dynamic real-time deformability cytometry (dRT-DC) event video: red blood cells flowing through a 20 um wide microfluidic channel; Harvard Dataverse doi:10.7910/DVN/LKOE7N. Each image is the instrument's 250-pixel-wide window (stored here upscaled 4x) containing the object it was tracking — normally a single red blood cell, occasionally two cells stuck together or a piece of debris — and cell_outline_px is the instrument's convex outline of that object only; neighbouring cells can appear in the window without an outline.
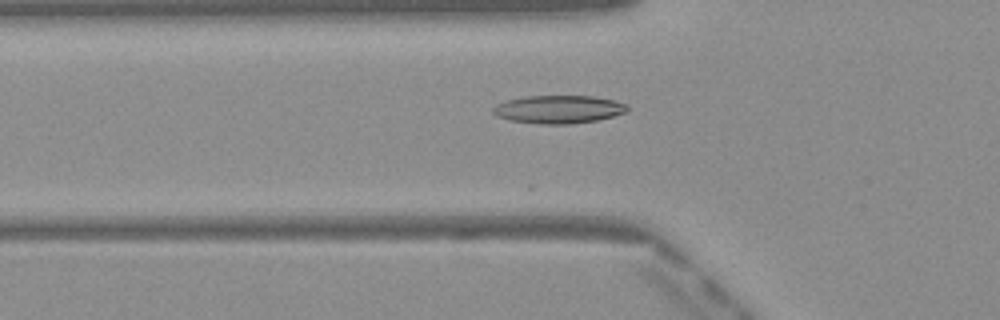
{"species": "Egyptian fruit bat (a non-hibernating species)", "species_latin": "Rousettus aegyptiacus", "temperature_condition": "warm", "stored_images_in_passage": 49, "camera_frame_rate_fps": 3000, "um_per_image_px": 0.085, "frame": {"image": 1, "passage_image": 17, "time_ms": 5.333, "image_size_px": [1000, 320], "cell_outline_px": [[628, 112], [600, 120], [568, 124], [536, 124], [508, 120], [496, 116], [492, 112], [492, 108], [496, 104], [508, 100], [524, 96], [592, 96], [616, 100], [628, 104]], "centroid_in_image_um": [47.5, 9.3], "position_along_channel_um": 78.3, "area_um2": 22.31}}
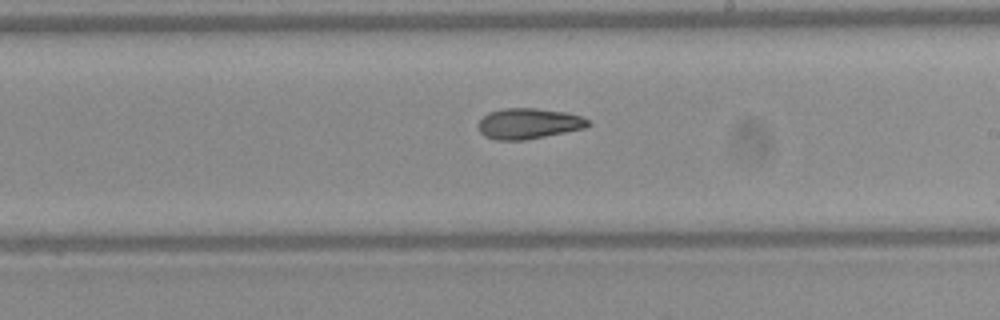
{"frame": {"image": 2, "passage_image": 29, "time_ms": 9.333, "image_size_px": [1000, 320], "cell_outline_px": [[592, 124], [584, 128], [524, 140], [496, 140], [484, 136], [480, 132], [476, 124], [488, 112], [504, 108], [536, 108], [564, 112], [580, 116], [588, 120]], "centroid_in_image_um": [44.88, 10.5], "position_along_channel_um": 244.1, "area_um2": 19.54}}
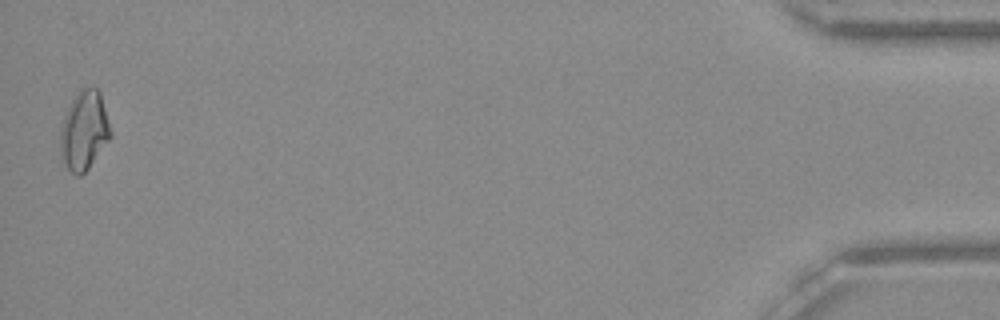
{"frame": {"image": 3, "passage_image": 49, "time_ms": 16.0, "image_size_px": [1000, 320], "cell_outline_px": [[112, 136], [88, 168], [80, 176], [76, 176], [68, 168], [60, 152], [60, 128], [64, 116], [72, 100], [84, 88], [96, 88], [100, 92], [112, 132]], "centroid_in_image_um": [7.16, 11.11], "position_along_channel_um": 428.0, "area_um2": 22.72}, "authors_computed_cell_mechanics": {"area_um2": 19.9988, "velocity_mm_per_s": 4.1166, "shape_relaxation_time_tau1_ms": null, "shape_relaxation_time_tau2_ms": 5.2481, "deformation_change_tau1": null, "deformation_change_tau2": 0.1276}}